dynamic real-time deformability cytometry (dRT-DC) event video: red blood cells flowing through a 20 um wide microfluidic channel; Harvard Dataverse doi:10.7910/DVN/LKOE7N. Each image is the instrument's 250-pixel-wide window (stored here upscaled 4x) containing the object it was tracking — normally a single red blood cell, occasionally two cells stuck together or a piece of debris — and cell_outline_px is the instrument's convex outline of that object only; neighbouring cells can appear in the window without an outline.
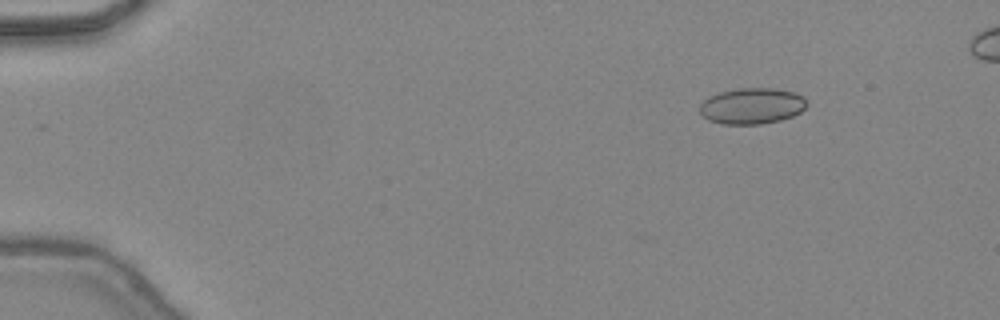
{"species": "common noctule bat (a hibernating species)", "species_latin": "Nyctalus noctula", "temperature_condition": "warm", "stored_images_in_passage": 43, "camera_frame_rate_fps": 3000, "um_per_image_px": 0.085, "animal": {"sex": "female", "body_mass_g": 24.6, "forearm_length_mm": 56.2}, "frame": {"image": 1, "passage_image": 2, "time_ms": 0.333, "image_size_px": [1000, 320], "cell_outline_px": [[808, 104], [800, 112], [792, 116], [780, 120], [760, 124], [720, 124], [708, 120], [700, 112], [700, 104], [708, 96], [720, 92], [736, 88], [776, 88], [796, 92], [804, 96]], "centroid_in_image_um": [63.92, 8.99], "position_along_channel_um": 21.1, "area_um2": 22.72}}
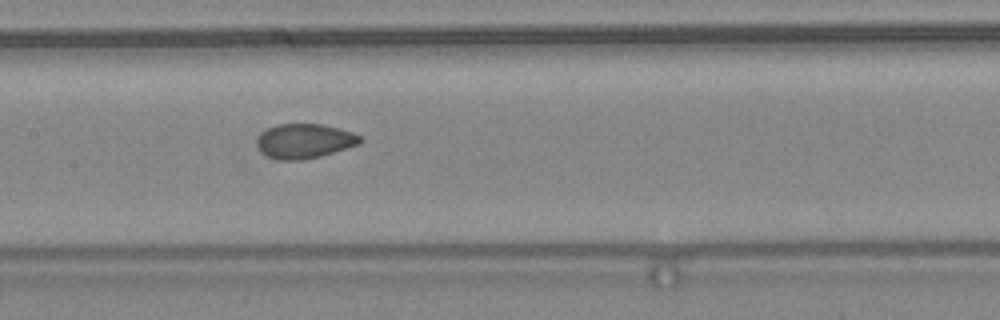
{"frame": {"image": 2, "passage_image": 20, "time_ms": 6.333, "image_size_px": [1000, 320], "cell_outline_px": [[364, 140], [360, 144], [320, 156], [300, 160], [276, 160], [260, 152], [256, 144], [256, 140], [260, 132], [276, 124], [324, 124], [352, 132], [360, 136]], "centroid_in_image_um": [25.85, 11.98], "position_along_channel_um": 181.5, "area_um2": 20.98}}
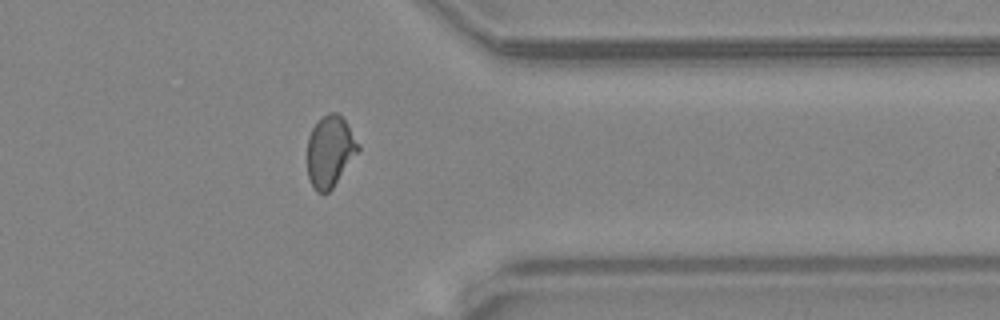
{"frame": {"image": 3, "passage_image": 34, "time_ms": 11.0, "image_size_px": [1000, 320], "cell_outline_px": [[360, 148], [332, 188], [328, 192], [316, 192], [308, 176], [308, 136], [312, 128], [328, 112], [336, 112], [348, 124], [360, 144]], "centroid_in_image_um": [28.05, 12.84], "position_along_channel_um": 383.3, "area_um2": 20.75}, "authors_computed_cell_mechanics": {"area_um2": 21.2704, "velocity_mm_per_s": 4.4743, "shape_relaxation_time_tau1_ms": null, "shape_relaxation_time_tau2_ms": 0.8029, "deformation_change_tau1": null, "deformation_change_tau2": 0.046}}